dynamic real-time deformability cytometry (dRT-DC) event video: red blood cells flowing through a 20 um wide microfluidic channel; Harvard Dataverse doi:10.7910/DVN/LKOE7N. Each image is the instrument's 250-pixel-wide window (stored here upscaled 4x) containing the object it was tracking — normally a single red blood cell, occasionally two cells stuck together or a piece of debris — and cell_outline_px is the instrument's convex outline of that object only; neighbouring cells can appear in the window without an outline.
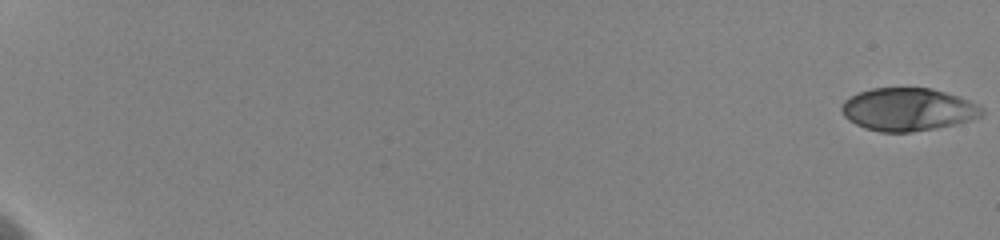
{"species": "human", "species_latin": "Homo sapiens", "temperature_condition": "cold", "stored_images_in_passage": 45, "camera_frame_rate_fps": 3000, "um_per_image_px": 0.085, "donor": {"sex": "female"}, "frame": {"image": 1, "passage_image": 1, "time_ms": 0.0, "image_size_px": [1000, 240], "cell_outline_px": [[984, 116], [972, 120], [956, 124], [936, 128], [912, 132], [880, 132], [864, 128], [848, 120], [844, 116], [840, 108], [840, 104], [844, 100], [860, 92], [872, 88], [932, 88], [960, 96], [980, 104], [984, 108]], "centroid_in_image_um": [77.22, 9.3], "position_along_channel_um": 7.8, "area_um2": 35.49}}
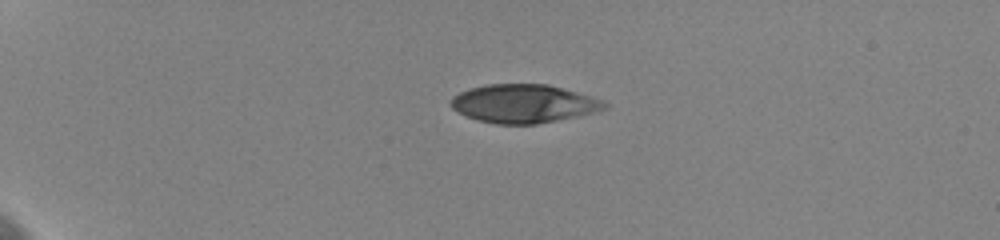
{"frame": {"image": 2, "passage_image": 23, "time_ms": 5.333, "image_size_px": [1000, 240], "cell_outline_px": [[608, 108], [576, 116], [536, 124], [496, 124], [476, 120], [452, 108], [448, 104], [448, 100], [452, 96], [468, 88], [488, 84], [548, 84], [604, 100], [608, 104]], "centroid_in_image_um": [44.46, 8.8], "position_along_channel_um": 40.5, "area_um2": 34.39}}